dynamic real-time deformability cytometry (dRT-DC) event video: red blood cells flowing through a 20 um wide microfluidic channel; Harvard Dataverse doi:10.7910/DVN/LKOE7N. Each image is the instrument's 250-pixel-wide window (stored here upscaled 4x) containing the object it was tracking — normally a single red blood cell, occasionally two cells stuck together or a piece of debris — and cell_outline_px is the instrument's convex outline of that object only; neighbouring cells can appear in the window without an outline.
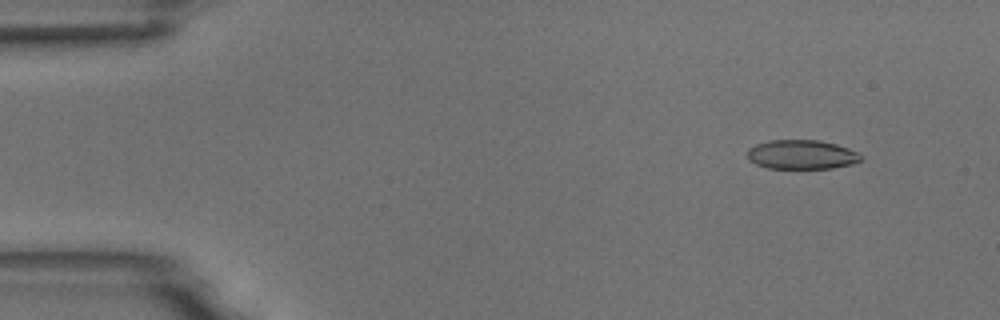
{"species": "common noctule bat (a hibernating species)", "species_latin": "Nyctalus noctula", "temperature_condition": "room temperature", "stored_images_in_passage": 53, "camera_frame_rate_fps": 3000, "um_per_image_px": 0.085, "animal": {"sex": "male", "body_mass_g": 18.8}, "frame": {"image": 1, "passage_image": 4, "time_ms": 1.0, "image_size_px": [1000, 320], "cell_outline_px": [[864, 156], [860, 160], [852, 164], [832, 168], [768, 168], [756, 164], [748, 160], [748, 148], [756, 144], [768, 140], [820, 140], [836, 144], [860, 152]], "centroid_in_image_um": [68.16, 13.13], "position_along_channel_um": 16.8, "area_um2": 19.48}}
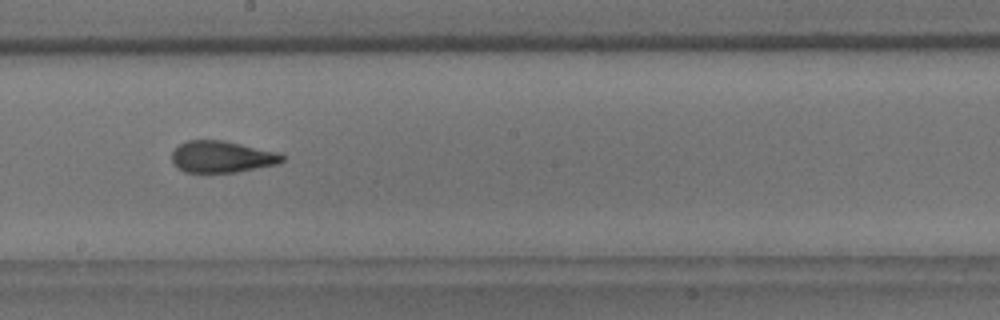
{"frame": {"image": 2, "passage_image": 29, "time_ms": 9.333, "image_size_px": [1000, 320], "cell_outline_px": [[284, 160], [276, 164], [236, 172], [184, 172], [172, 164], [172, 152], [180, 144], [188, 140], [224, 140], [280, 152], [284, 156]], "centroid_in_image_um": [18.86, 13.32], "position_along_channel_um": 229.3, "area_um2": 20.4}}
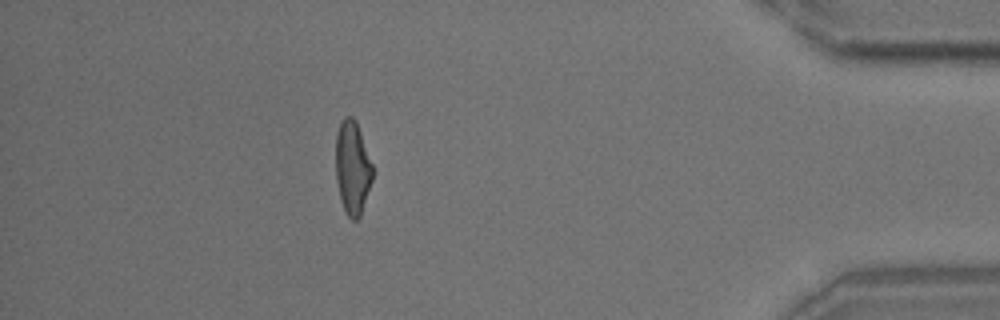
{"frame": {"image": 3, "passage_image": 47, "time_ms": 15.333, "image_size_px": [1000, 320], "cell_outline_px": [[372, 180], [360, 216], [356, 220], [352, 220], [344, 212], [340, 200], [336, 180], [336, 132], [344, 116], [352, 116], [356, 120], [372, 164]], "centroid_in_image_um": [29.94, 14.26], "position_along_channel_um": 405.3, "area_um2": 20.06}, "authors_computed_cell_mechanics": {"area_um2": 20.4612, "velocity_mm_per_s": 3.7123, "shape_relaxation_time_tau1_ms": 6.2574, "shape_relaxation_time_tau2_ms": 1.6532, "deformation_change_tau1": 0.1807, "deformation_change_tau2": 0.0888}}